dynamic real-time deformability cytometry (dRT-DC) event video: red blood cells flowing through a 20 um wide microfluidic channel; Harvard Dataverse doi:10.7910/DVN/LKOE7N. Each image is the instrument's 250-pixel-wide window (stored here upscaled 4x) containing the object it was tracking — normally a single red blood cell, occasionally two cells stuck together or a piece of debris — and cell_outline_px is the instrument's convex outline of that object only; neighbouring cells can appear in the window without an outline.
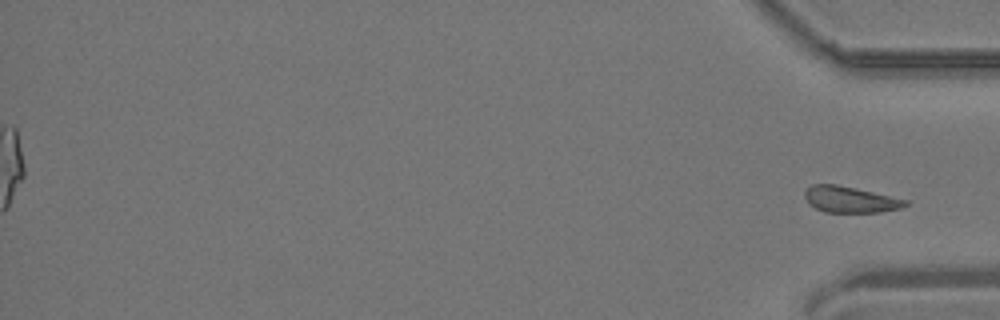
{"species": "common noctule bat (a hibernating species)", "species_latin": "Nyctalus noctula", "temperature_condition": "room temperature", "stored_images_in_passage": 38, "camera_frame_rate_fps": 3000, "um_per_image_px": 0.085, "animal": {"sex": "male", "body_mass_g": 19.2, "forearm_length_mm": 51.8}, "frame": {"image": 1, "passage_image": 38, "time_ms": 12.333, "image_size_px": [1000, 320], "cell_outline_px": [[908, 204], [904, 208], [880, 212], [824, 212], [808, 204], [804, 196], [804, 192], [812, 184], [836, 184], [908, 200]], "centroid_in_image_um": [72.26, 16.97], "position_along_channel_um": 362.9, "area_um2": 15.32}, "authors_computed_cell_mechanics": {"area_um2": 16.762, "velocity_mm_per_s": 3.8426, "shape_relaxation_time_tau1_ms": null, "shape_relaxation_time_tau2_ms": 2.6086, "deformation_change_tau1": null, "deformation_change_tau2": 0.0974}}